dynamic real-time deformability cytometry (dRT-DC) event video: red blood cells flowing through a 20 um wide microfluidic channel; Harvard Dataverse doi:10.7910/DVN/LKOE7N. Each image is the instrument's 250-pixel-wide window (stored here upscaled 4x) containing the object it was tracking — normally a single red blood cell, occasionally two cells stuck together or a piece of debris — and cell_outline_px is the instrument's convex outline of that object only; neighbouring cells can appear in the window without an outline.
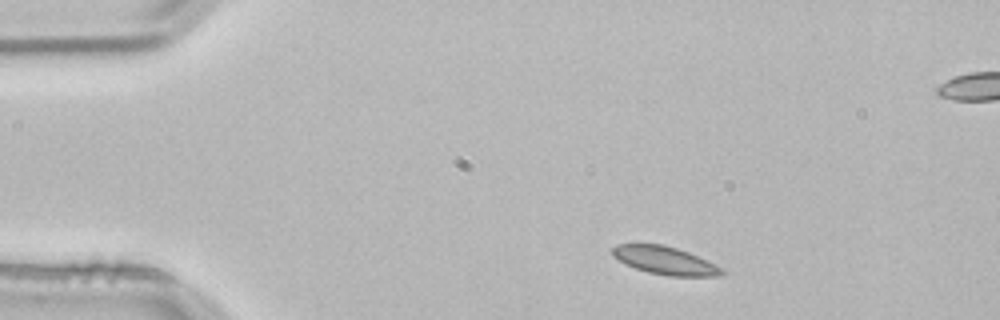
{"species": "common noctule bat (a hibernating species)", "species_latin": "Nyctalus noctula", "temperature_condition": "room temperature", "stored_images_in_passage": 3, "camera_frame_rate_fps": 3000, "um_per_image_px": 0.085, "animal": {"sex": "male", "body_mass_g": 21.5, "forearm_length_mm": 52.0}, "frame": {"image": 1, "passage_image": 1, "time_ms": 0.0, "image_size_px": [1000, 320], "cell_outline_px": [[728, 272], [720, 276], [668, 276], [648, 272], [636, 268], [612, 256], [612, 248], [616, 244], [636, 240], [664, 244], [688, 252], [716, 264], [724, 268]], "centroid_in_image_um": [56.5, 22.09], "position_along_channel_um": 28.5, "area_um2": 18.55}}